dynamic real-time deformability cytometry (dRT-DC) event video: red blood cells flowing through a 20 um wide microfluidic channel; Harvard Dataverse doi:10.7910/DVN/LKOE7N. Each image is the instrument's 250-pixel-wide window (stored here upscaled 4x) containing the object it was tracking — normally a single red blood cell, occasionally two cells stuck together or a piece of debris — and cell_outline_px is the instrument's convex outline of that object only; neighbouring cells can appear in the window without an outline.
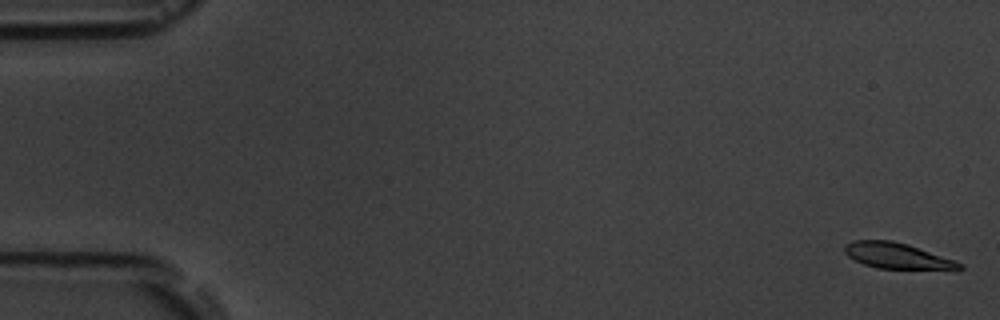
{"species": "common noctule bat (a hibernating species)", "species_latin": "Nyctalus noctula", "temperature_condition": "room temperature", "stored_images_in_passage": 5, "camera_frame_rate_fps": 3000, "um_per_image_px": 0.085, "animal": {"sex": "male", "body_mass_g": 19.5, "forearm_length_mm": 54.6}, "frame": {"image": 1, "passage_image": 1, "time_ms": 0.0, "image_size_px": [1000, 320], "cell_outline_px": [[964, 268], [876, 268], [864, 264], [848, 256], [844, 252], [844, 244], [852, 240], [892, 240], [908, 244], [964, 264]], "centroid_in_image_um": [76.15, 21.71], "position_along_channel_um": 8.9, "area_um2": 16.76}}
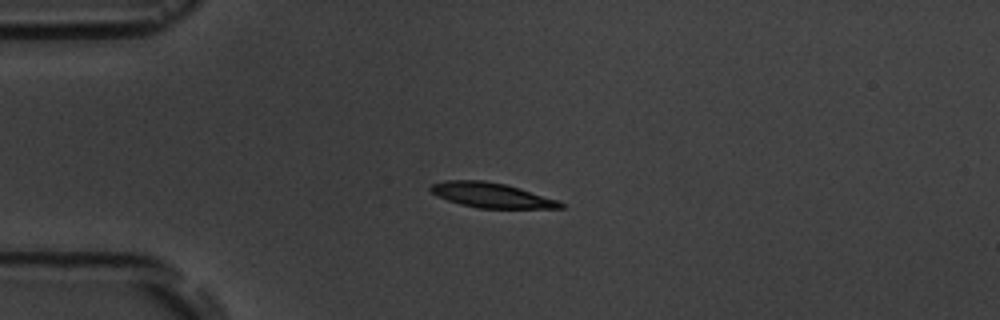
{"frame": {"image": 2, "passage_image": 4, "time_ms": 4.333, "image_size_px": [1000, 320], "cell_outline_px": [[564, 208], [480, 208], [460, 204], [436, 196], [428, 188], [432, 184], [444, 180], [484, 180], [504, 184], [520, 188], [556, 200], [564, 204]], "centroid_in_image_um": [41.72, 16.58], "position_along_channel_um": 43.3, "area_um2": 18.67}}